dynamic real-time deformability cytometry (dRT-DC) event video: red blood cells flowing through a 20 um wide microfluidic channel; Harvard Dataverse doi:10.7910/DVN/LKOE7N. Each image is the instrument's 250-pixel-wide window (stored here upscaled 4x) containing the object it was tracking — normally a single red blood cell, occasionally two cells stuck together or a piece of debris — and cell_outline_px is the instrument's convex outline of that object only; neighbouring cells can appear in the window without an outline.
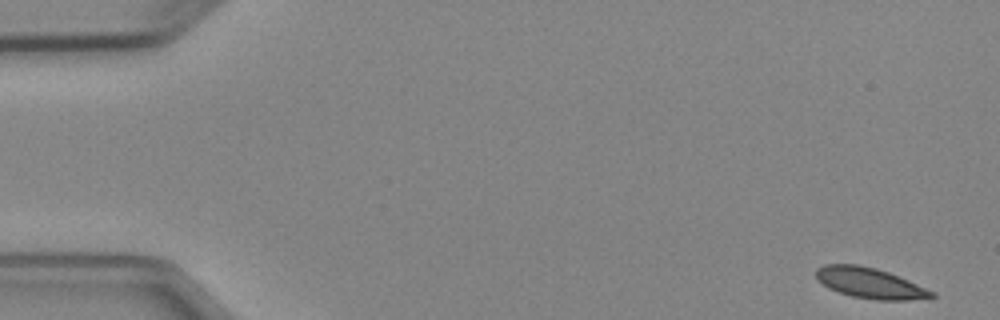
{"species": "Egyptian fruit bat (a non-hibernating species)", "species_latin": "Rousettus aegyptiacus", "temperature_condition": "cold", "stored_images_in_passage": 8, "camera_frame_rate_fps": 3000, "um_per_image_px": 0.085, "animal": {"sex": "female"}, "frame": {"image": 1, "passage_image": 1, "time_ms": 0.0, "image_size_px": [1000, 320], "cell_outline_px": [[936, 296], [908, 300], [876, 300], [852, 296], [828, 288], [816, 280], [816, 268], [824, 264], [856, 264], [876, 268], [888, 272], [908, 280], [936, 292]], "centroid_in_image_um": [73.91, 24.05], "position_along_channel_um": 11.1, "area_um2": 20.58}}
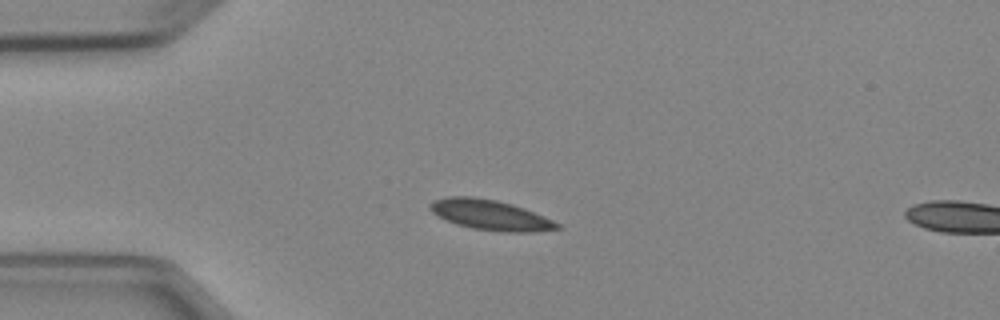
{"frame": {"image": 2, "passage_image": 4, "time_ms": 3.667, "image_size_px": [1000, 320], "cell_outline_px": [[560, 228], [536, 232], [504, 232], [472, 228], [456, 224], [444, 220], [432, 212], [428, 208], [428, 204], [436, 200], [448, 196], [472, 196], [496, 200], [512, 204], [524, 208], [552, 220], [560, 224]], "centroid_in_image_um": [41.65, 18.27], "position_along_channel_um": 43.4, "area_um2": 22.37}}
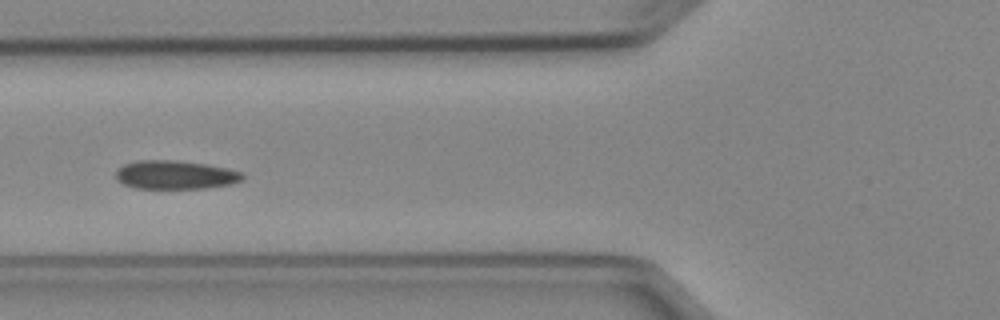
{"frame": {"image": 3, "passage_image": 6, "time_ms": 6.0, "image_size_px": [1000, 320], "cell_outline_px": [[244, 180], [232, 184], [204, 188], [136, 188], [124, 184], [116, 180], [116, 168], [124, 164], [136, 160], [176, 160], [208, 164], [228, 168], [244, 172]], "centroid_in_image_um": [14.92, 14.85], "position_along_channel_um": 110.9, "area_um2": 21.44}}